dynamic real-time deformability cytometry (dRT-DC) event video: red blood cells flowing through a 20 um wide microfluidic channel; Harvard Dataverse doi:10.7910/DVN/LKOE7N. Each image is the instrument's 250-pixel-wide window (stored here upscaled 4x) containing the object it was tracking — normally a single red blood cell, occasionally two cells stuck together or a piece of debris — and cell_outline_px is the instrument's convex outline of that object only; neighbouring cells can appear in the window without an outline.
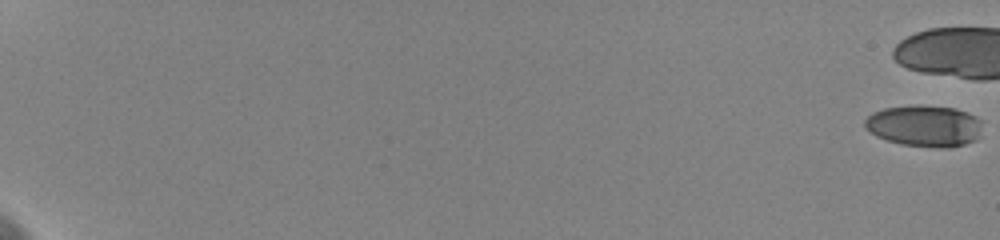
{"species": "human", "species_latin": "Homo sapiens", "temperature_condition": "cold", "stored_images_in_passage": 10, "camera_frame_rate_fps": 3000, "um_per_image_px": 0.085, "donor": {"sex": "female"}, "frame": {"image": 1, "passage_image": 1, "time_ms": 0.0, "image_size_px": [1000, 240], "cell_outline_px": [[980, 120], [976, 140], [952, 148], [940, 148], [900, 144], [876, 136], [864, 128], [864, 120], [872, 112], [884, 108], [956, 108], [976, 116]], "centroid_in_image_um": [78.54, 10.75], "position_along_channel_um": 6.5, "area_um2": 27.46}}